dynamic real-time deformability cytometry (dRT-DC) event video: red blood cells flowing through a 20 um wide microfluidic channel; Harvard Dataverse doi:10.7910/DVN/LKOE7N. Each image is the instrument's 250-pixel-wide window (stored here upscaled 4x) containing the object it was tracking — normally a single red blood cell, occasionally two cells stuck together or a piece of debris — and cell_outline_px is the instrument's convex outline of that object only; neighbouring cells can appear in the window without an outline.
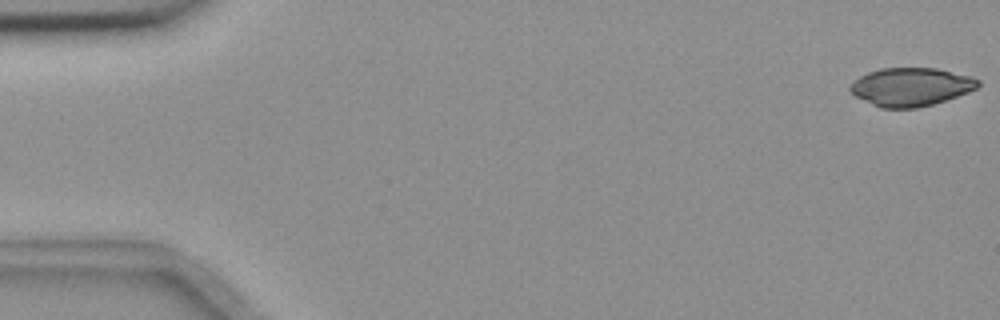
{"species": "common noctule bat (a hibernating species)", "species_latin": "Nyctalus noctula", "temperature_condition": "room temperature", "stored_images_in_passage": 10, "camera_frame_rate_fps": 3000, "um_per_image_px": 0.085, "animal": {"sex": "female", "body_mass_g": 18.4}, "frame": {"image": 1, "passage_image": 1, "time_ms": 0.0, "image_size_px": [1000, 320], "cell_outline_px": [[980, 84], [976, 88], [968, 92], [932, 104], [916, 108], [880, 108], [856, 96], [848, 88], [860, 76], [868, 72], [880, 68], [936, 68], [972, 76], [980, 80]], "centroid_in_image_um": [77.44, 7.37], "position_along_channel_um": 7.6, "area_um2": 28.32}}
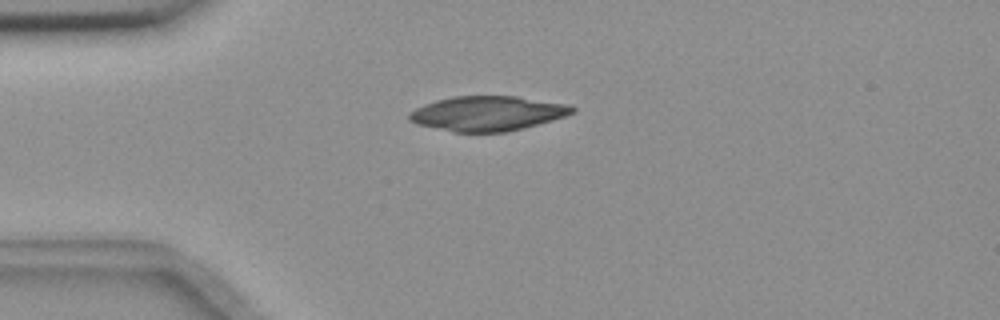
{"frame": {"image": 2, "passage_image": 4, "time_ms": 1.0, "image_size_px": [1000, 320], "cell_outline_px": [[576, 112], [552, 120], [524, 128], [504, 132], [452, 132], [416, 124], [408, 120], [408, 112], [424, 104], [436, 100], [452, 96], [516, 96], [568, 104], [576, 108]], "centroid_in_image_um": [41.41, 9.64], "position_along_channel_um": 43.6, "area_um2": 33.18}}